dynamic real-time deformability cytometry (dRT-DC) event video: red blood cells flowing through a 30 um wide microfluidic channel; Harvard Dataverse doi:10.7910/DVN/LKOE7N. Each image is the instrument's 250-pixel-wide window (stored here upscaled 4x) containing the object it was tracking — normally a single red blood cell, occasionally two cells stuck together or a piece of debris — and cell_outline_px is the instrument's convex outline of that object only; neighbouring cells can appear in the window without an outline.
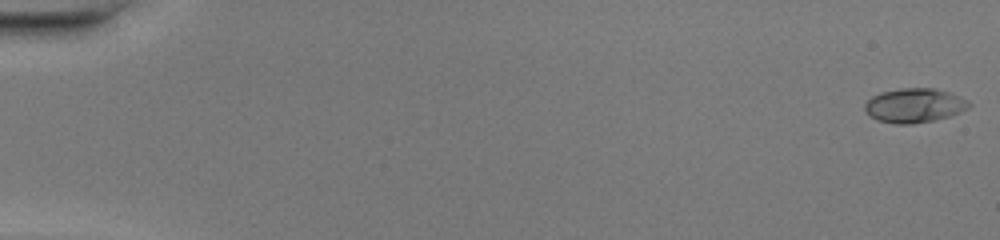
{"species": "common noctule bat (a hibernating species)", "species_latin": "Nyctalus noctula", "temperature_condition": "warm", "stored_images_in_passage": 49, "camera_frame_rate_fps": 3000, "um_per_image_px": 0.085, "animal": {"sex": "female", "body_mass_g": 20.0, "forearm_length_mm": 54.0}, "frame": {"image": 1, "passage_image": 1, "time_ms": 0.0, "image_size_px": [1000, 240], "cell_outline_px": [[972, 104], [968, 108], [960, 112], [948, 116], [932, 120], [912, 124], [896, 124], [876, 120], [864, 108], [864, 104], [872, 96], [880, 92], [900, 88], [932, 88], [948, 92], [968, 100]], "centroid_in_image_um": [77.71, 8.96], "position_along_channel_um": 7.3, "area_um2": 20.63}}
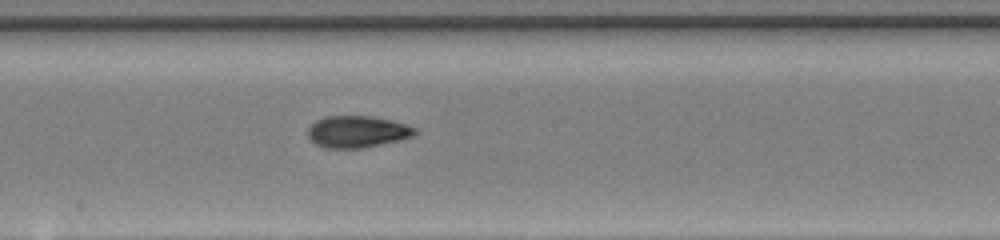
{"frame": {"image": 2, "passage_image": 28, "time_ms": 9.0, "image_size_px": [1000, 240], "cell_outline_px": [[420, 132], [412, 136], [400, 140], [360, 148], [324, 148], [316, 144], [308, 136], [308, 128], [316, 120], [324, 116], [372, 116], [392, 120], [416, 128]], "centroid_in_image_um": [30.37, 11.19], "position_along_channel_um": 217.8, "area_um2": 19.83}}
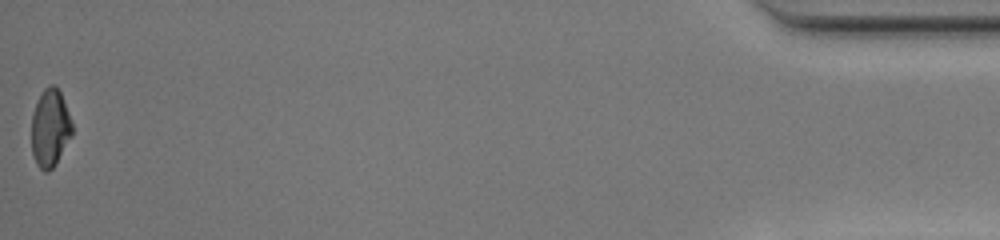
{"frame": {"image": 3, "passage_image": 49, "time_ms": 16.0, "image_size_px": [1000, 240], "cell_outline_px": [[72, 136], [56, 164], [48, 172], [44, 172], [36, 164], [32, 152], [32, 112], [44, 88], [48, 84], [56, 84], [60, 92], [72, 120]], "centroid_in_image_um": [4.27, 10.89], "position_along_channel_um": 430.9, "area_um2": 18.55}, "authors_computed_cell_mechanics": {"area_um2": 19.7098, "velocity_mm_per_s": 4.322, "shape_relaxation_time_tau1_ms": 7.094, "shape_relaxation_time_tau2_ms": 1.2983, "deformation_change_tau1": 0.25, "deformation_change_tau2": 0.0556}}